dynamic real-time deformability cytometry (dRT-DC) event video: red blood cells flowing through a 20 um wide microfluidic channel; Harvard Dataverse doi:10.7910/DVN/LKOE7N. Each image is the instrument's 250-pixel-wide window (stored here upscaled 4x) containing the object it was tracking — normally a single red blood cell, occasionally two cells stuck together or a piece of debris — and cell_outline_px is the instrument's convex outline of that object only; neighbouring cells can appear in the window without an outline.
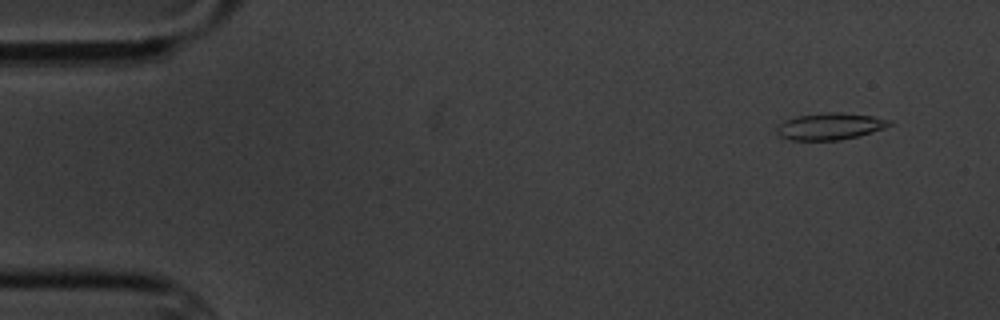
{"species": "common noctule bat (a hibernating species)", "species_latin": "Nyctalus noctula", "temperature_condition": "cold", "stored_images_in_passage": 9, "camera_frame_rate_fps": 3000, "um_per_image_px": 0.085, "animal": {"sex": "male", "body_mass_g": 20.1, "forearm_length_mm": 53.5}, "frame": {"image": 1, "passage_image": 1, "time_ms": 0.0, "image_size_px": [1000, 320], "cell_outline_px": [[892, 124], [884, 128], [872, 132], [840, 140], [792, 140], [780, 136], [776, 132], [776, 124], [784, 120], [796, 116], [824, 112], [840, 112], [872, 116], [892, 120]], "centroid_in_image_um": [70.51, 10.73], "position_along_channel_um": 14.5, "area_um2": 17.69}}
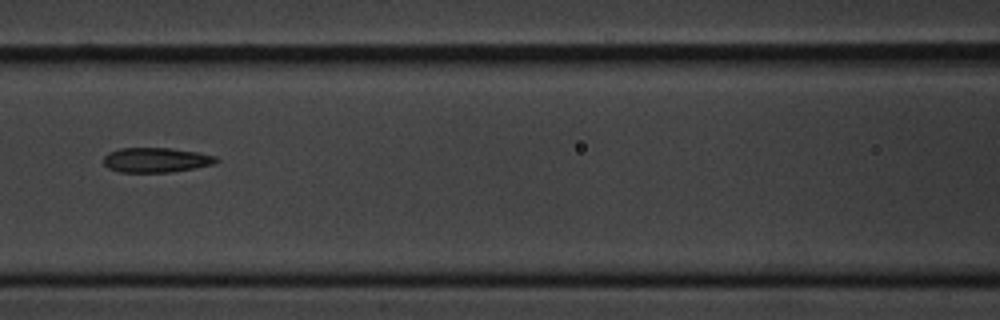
{"frame": {"image": 2, "passage_image": 7, "time_ms": 7.0, "image_size_px": [1000, 320], "cell_outline_px": [[220, 160], [216, 164], [172, 172], [120, 172], [108, 168], [104, 164], [104, 156], [108, 152], [120, 148], [172, 148], [196, 152], [216, 156]], "centroid_in_image_um": [13.28, 13.6], "position_along_channel_um": 153.3, "area_um2": 16.36}}
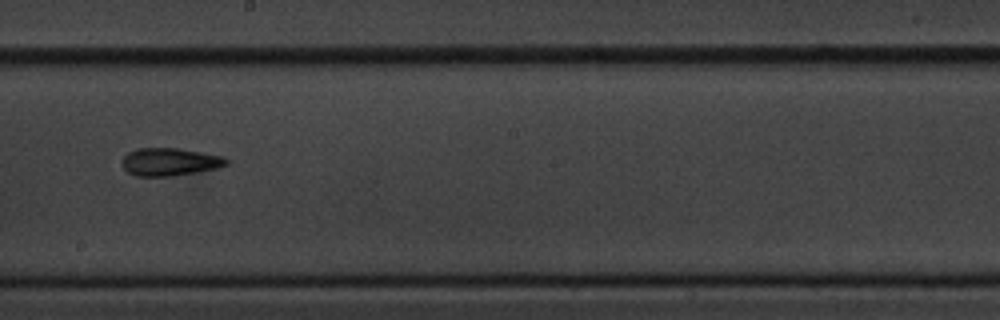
{"frame": {"image": 3, "passage_image": 9, "time_ms": 9.333, "image_size_px": [1000, 320], "cell_outline_px": [[228, 164], [216, 168], [196, 172], [172, 176], [136, 176], [128, 172], [120, 164], [120, 160], [128, 152], [136, 148], [176, 148], [220, 156], [228, 160]], "centroid_in_image_um": [14.35, 13.76], "position_along_channel_um": 233.9, "area_um2": 16.76}}